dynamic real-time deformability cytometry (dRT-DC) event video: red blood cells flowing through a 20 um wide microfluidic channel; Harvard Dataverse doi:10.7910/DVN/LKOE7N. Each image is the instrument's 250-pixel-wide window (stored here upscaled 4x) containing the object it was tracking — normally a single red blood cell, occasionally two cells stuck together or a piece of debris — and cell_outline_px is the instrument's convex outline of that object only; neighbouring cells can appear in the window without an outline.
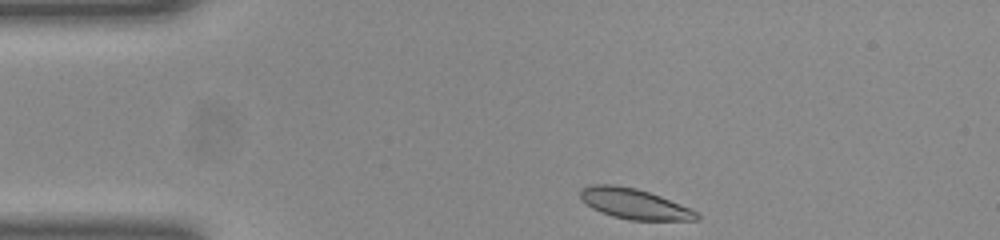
{"species": "common noctule bat (a hibernating species)", "species_latin": "Nyctalus noctula", "temperature_condition": "room temperature", "stored_images_in_passage": 34, "camera_frame_rate_fps": 3000, "um_per_image_px": 0.085, "animal": {"sex": "female", "body_mass_g": 23.0, "forearm_length_mm": 53.4}, "frame": {"image": 1, "passage_image": 1, "time_ms": 0.0, "image_size_px": [1000, 240], "cell_outline_px": [[700, 220], [628, 220], [612, 216], [600, 212], [592, 208], [580, 196], [580, 188], [592, 184], [612, 184], [636, 188], [660, 196], [680, 204], [696, 212], [700, 216]], "centroid_in_image_um": [53.89, 17.32], "position_along_channel_um": 31.1, "area_um2": 20.46}}
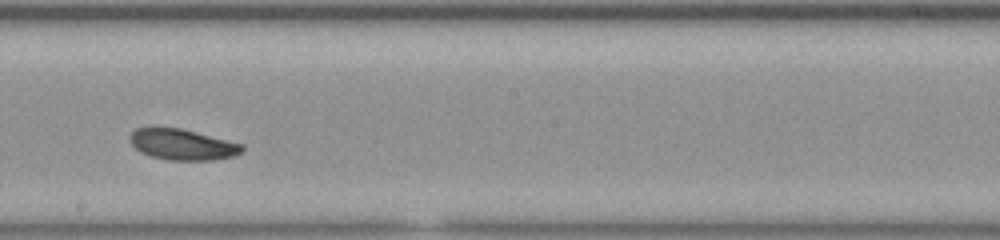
{"frame": {"image": 2, "passage_image": 20, "time_ms": 6.333, "image_size_px": [1000, 240], "cell_outline_px": [[244, 148], [236, 156], [216, 160], [168, 160], [152, 156], [140, 152], [128, 140], [128, 136], [136, 128], [180, 128], [244, 144]], "centroid_in_image_um": [15.52, 12.29], "position_along_channel_um": 232.7, "area_um2": 20.17}}
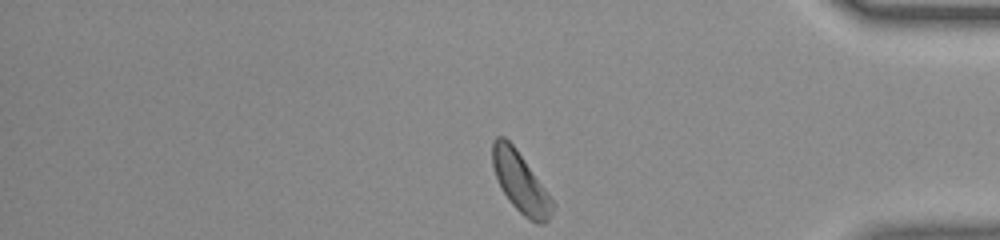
{"frame": {"image": 3, "passage_image": 34, "time_ms": 11.0, "image_size_px": [1000, 240], "cell_outline_px": [[556, 204], [548, 220], [544, 224], [536, 224], [524, 216], [508, 200], [496, 176], [492, 164], [492, 140], [496, 136], [504, 136], [516, 148]], "centroid_in_image_um": [44.25, 15.5], "position_along_channel_um": 391.0, "area_um2": 20.92}, "authors_computed_cell_mechanics": {"area_um2": 20.7213, "velocity_mm_per_s": 3.9608, "shape_relaxation_time_tau1_ms": 4.8712, "shape_relaxation_time_tau2_ms": null, "deformation_change_tau1": 0.1112, "deformation_change_tau2": null}}